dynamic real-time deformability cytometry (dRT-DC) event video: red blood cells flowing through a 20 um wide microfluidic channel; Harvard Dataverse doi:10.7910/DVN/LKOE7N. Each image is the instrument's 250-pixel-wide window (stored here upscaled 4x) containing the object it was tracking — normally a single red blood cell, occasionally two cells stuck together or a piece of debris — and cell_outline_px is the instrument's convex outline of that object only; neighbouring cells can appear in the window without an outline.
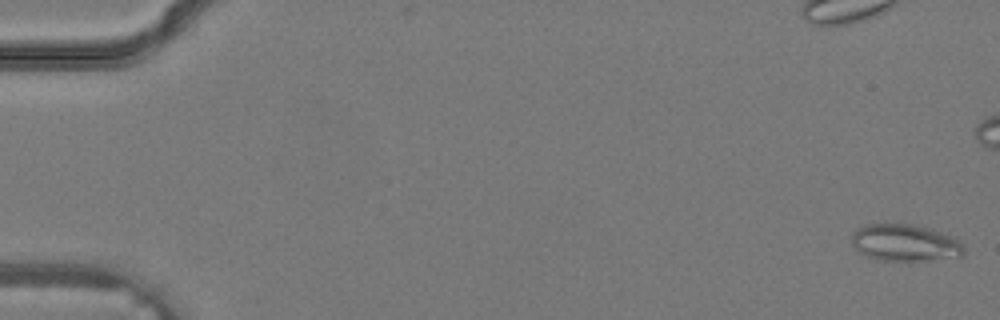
{"species": "common noctule bat (a hibernating species)", "species_latin": "Nyctalus noctula", "temperature_condition": "warm", "stored_images_in_passage": 6, "camera_frame_rate_fps": 3000, "um_per_image_px": 0.085, "animal": {"sex": "male", "body_mass_g": 19.2, "forearm_length_mm": 51.8}, "frame": {"image": 1, "passage_image": 1, "time_ms": 0.0, "image_size_px": [1000, 320], "cell_outline_px": [[964, 256], [924, 260], [880, 260], [856, 252], [852, 244], [852, 232], [856, 228], [868, 224], [912, 224], [940, 232], [952, 236], [964, 244]], "centroid_in_image_um": [76.9, 20.63], "position_along_channel_um": 8.1, "area_um2": 24.1}}